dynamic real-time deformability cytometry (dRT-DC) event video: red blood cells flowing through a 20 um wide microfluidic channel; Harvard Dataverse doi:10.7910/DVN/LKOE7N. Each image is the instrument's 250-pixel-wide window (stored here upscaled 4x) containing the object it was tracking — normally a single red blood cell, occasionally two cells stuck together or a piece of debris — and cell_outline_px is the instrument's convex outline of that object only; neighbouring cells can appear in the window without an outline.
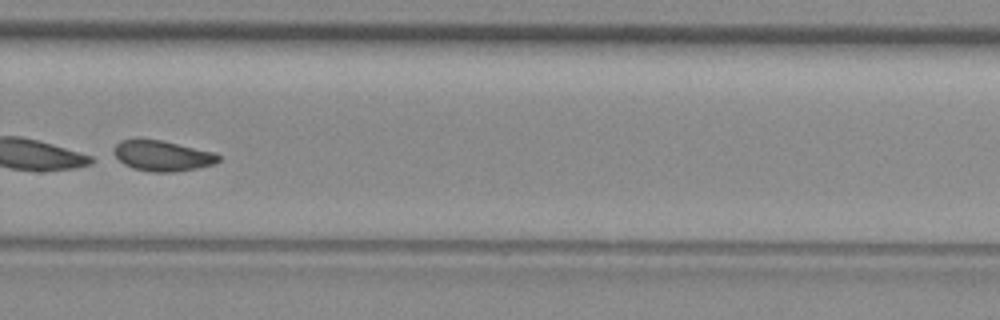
{"species": "common noctule bat (a hibernating species)", "species_latin": "Nyctalus noctula", "temperature_condition": "room temperature", "stored_images_in_passage": 36, "camera_frame_rate_fps": 3000, "um_per_image_px": 0.085, "animal": {"sex": "female", "body_mass_g": 29.2, "forearm_length_mm": 56.3}, "frame": {"image": 1, "passage_image": 31, "time_ms": 10.0, "image_size_px": [1000, 320], "cell_outline_px": [[220, 160], [212, 164], [196, 168], [172, 172], [152, 172], [132, 168], [124, 164], [116, 156], [116, 144], [120, 140], [160, 140], [216, 152], [220, 156]], "centroid_in_image_um": [13.85, 13.25], "position_along_channel_um": 316.0, "area_um2": 18.21}}